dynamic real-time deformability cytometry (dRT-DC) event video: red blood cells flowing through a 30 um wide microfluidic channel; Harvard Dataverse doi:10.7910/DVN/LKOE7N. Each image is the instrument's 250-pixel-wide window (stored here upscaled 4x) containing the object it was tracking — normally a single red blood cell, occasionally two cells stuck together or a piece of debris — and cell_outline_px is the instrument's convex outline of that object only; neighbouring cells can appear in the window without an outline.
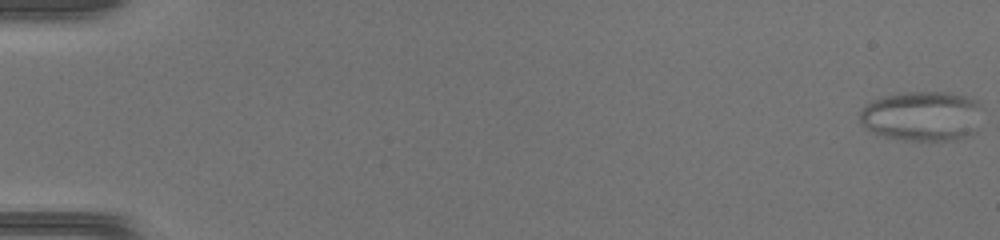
{"species": "common noctule bat (a hibernating species)", "species_latin": "Nyctalus noctula", "temperature_condition": "warm", "stored_images_in_passage": 48, "camera_frame_rate_fps": 3000, "um_per_image_px": 0.085, "animal": {"sex": "female", "body_mass_g": 17.0, "forearm_length_mm": 48.0}, "frame": {"image": 1, "passage_image": 1, "time_ms": 0.0, "image_size_px": [1000, 240], "cell_outline_px": [[980, 104], [976, 132], [972, 136], [956, 140], [904, 140], [884, 136], [872, 132], [860, 120], [860, 112], [872, 100], [884, 96], [900, 92], [948, 92], [968, 96], [976, 100]], "centroid_in_image_um": [78.41, 9.86], "position_along_channel_um": 6.6, "area_um2": 35.66}}
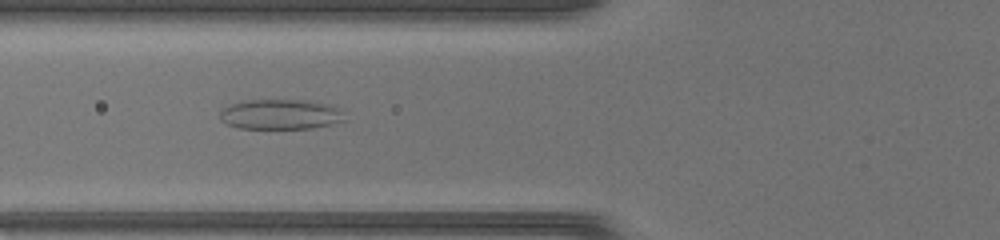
{"frame": {"image": 2, "passage_image": 20, "time_ms": 6.333, "image_size_px": [1000, 240], "cell_outline_px": [[344, 120], [332, 124], [312, 128], [240, 128], [228, 124], [220, 120], [220, 112], [224, 108], [240, 100], [300, 100], [320, 104], [336, 108], [340, 112]], "centroid_in_image_um": [23.74, 9.73], "position_along_channel_um": 102.1, "area_um2": 21.27}}
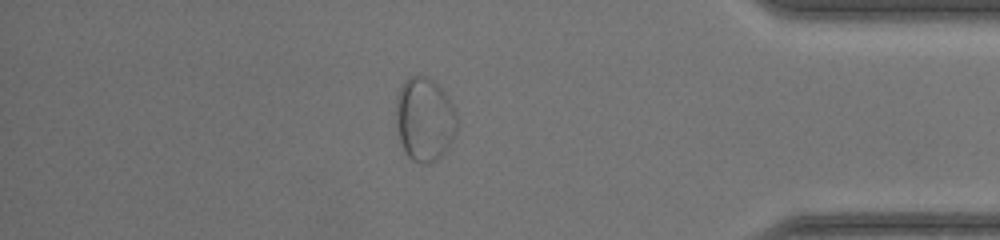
{"frame": {"image": 3, "passage_image": 42, "time_ms": 13.667, "image_size_px": [1000, 240], "cell_outline_px": [[456, 132], [448, 148], [436, 160], [428, 164], [424, 164], [412, 160], [404, 152], [396, 128], [396, 96], [404, 80], [408, 76], [424, 76], [432, 80], [444, 92], [452, 104], [456, 116]], "centroid_in_image_um": [36.06, 10.15], "position_along_channel_um": 399.1, "area_um2": 29.77}}